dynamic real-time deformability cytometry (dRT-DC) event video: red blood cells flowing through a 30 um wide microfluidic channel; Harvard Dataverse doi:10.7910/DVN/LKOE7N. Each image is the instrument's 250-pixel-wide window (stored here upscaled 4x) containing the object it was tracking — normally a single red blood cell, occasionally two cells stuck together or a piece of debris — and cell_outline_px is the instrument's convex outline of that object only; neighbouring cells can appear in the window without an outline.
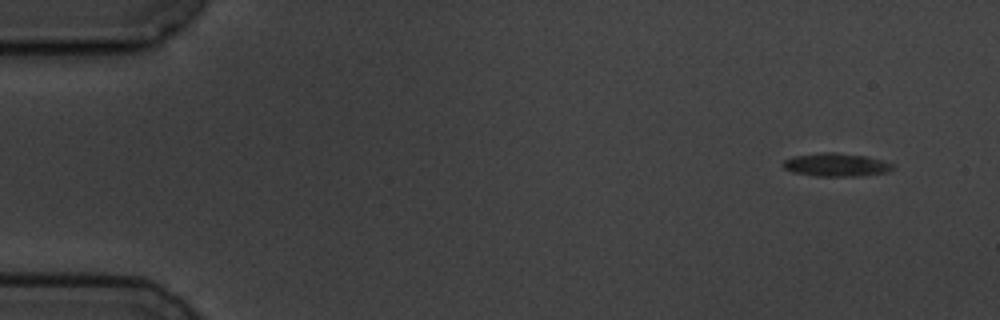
{"species": "common noctule bat (a hibernating species)", "species_latin": "Nyctalus noctula", "temperature_condition": "cold", "stored_images_in_passage": 4, "camera_frame_rate_fps": 3000, "um_per_image_px": 0.085, "animal": {"sex": "male", "body_mass_g": 19.5, "forearm_length_mm": 54.6}, "frame": {"image": 1, "passage_image": 1, "time_ms": 0.0, "image_size_px": [1000, 320], "cell_outline_px": [[896, 168], [888, 172], [864, 176], [816, 176], [792, 172], [784, 168], [784, 160], [792, 156], [824, 152], [836, 152], [864, 156], [896, 164]], "centroid_in_image_um": [71.12, 14.01], "position_along_channel_um": 13.9, "area_um2": 14.97}}
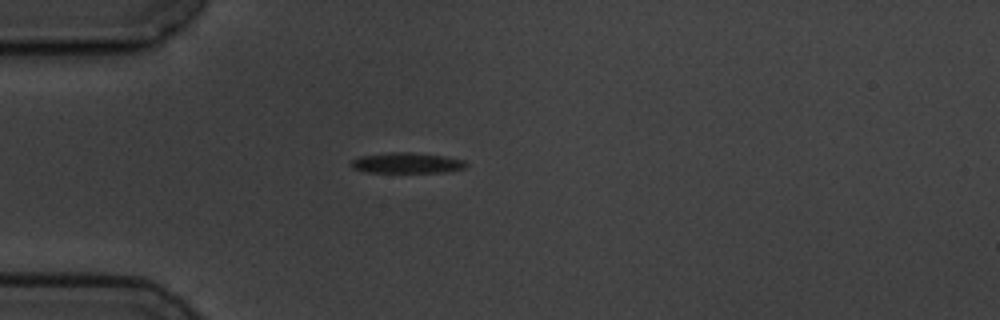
{"frame": {"image": 2, "passage_image": 4, "time_ms": 4.0, "image_size_px": [1000, 320], "cell_outline_px": [[468, 164], [464, 168], [448, 172], [368, 172], [352, 168], [348, 164], [352, 160], [360, 156], [392, 152], [408, 152], [444, 156], [464, 160]], "centroid_in_image_um": [34.57, 13.85], "position_along_channel_um": 50.4, "area_um2": 13.76}}